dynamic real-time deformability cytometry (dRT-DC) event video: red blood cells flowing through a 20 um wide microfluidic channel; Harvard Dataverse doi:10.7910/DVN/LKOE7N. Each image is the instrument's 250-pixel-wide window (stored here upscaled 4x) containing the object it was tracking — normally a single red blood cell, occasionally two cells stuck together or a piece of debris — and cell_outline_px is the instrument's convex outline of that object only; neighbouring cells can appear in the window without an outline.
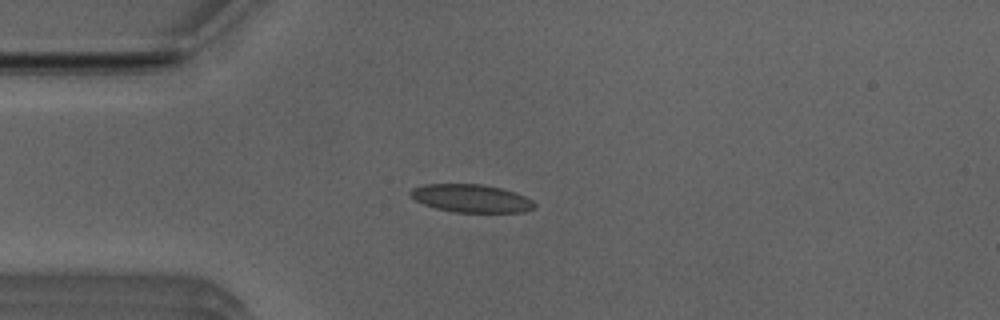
{"species": "Egyptian fruit bat (a non-hibernating species)", "species_latin": "Rousettus aegyptiacus", "temperature_condition": "room temperature", "stored_images_in_passage": 41, "camera_frame_rate_fps": 3000, "um_per_image_px": 0.085, "animal": {"sex": "male"}, "frame": {"image": 1, "passage_image": 2, "time_ms": 0.333, "image_size_px": [1000, 320], "cell_outline_px": [[536, 208], [524, 212], [452, 212], [436, 208], [424, 204], [416, 200], [408, 192], [412, 188], [424, 184], [480, 184], [500, 188], [524, 196], [532, 200], [536, 204]], "centroid_in_image_um": [40.05, 16.86], "position_along_channel_um": 45.0, "area_um2": 20.11}}
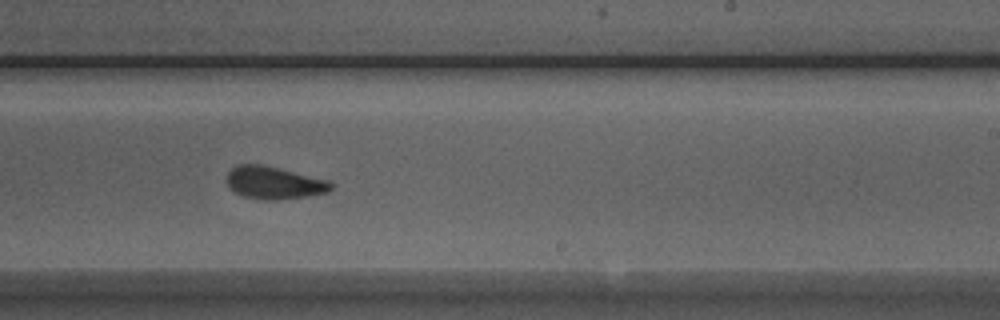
{"frame": {"image": 2, "passage_image": 20, "time_ms": 6.333, "image_size_px": [1000, 320], "cell_outline_px": [[336, 184], [328, 192], [304, 196], [276, 200], [264, 200], [244, 196], [228, 188], [224, 180], [228, 172], [236, 164], [260, 164], [280, 168], [328, 180]], "centroid_in_image_um": [23.26, 15.52], "position_along_channel_um": 265.7, "area_um2": 19.94}}
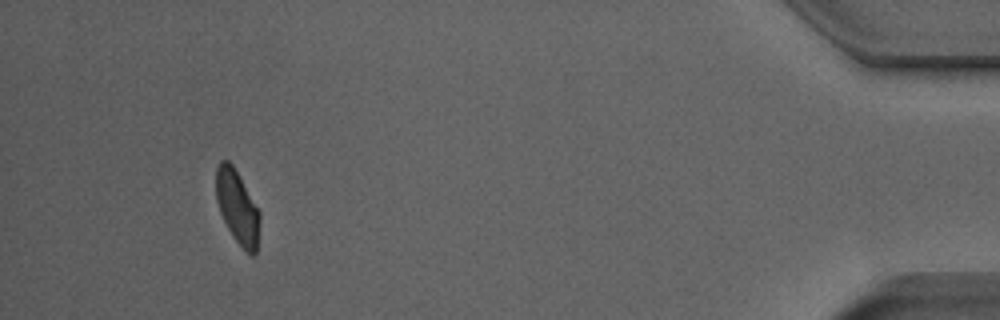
{"frame": {"image": 3, "passage_image": 37, "time_ms": 12.0, "image_size_px": [1000, 320], "cell_outline_px": [[260, 220], [256, 252], [252, 256], [244, 252], [232, 236], [220, 212], [216, 200], [216, 168], [220, 160], [228, 160], [232, 164], [260, 212]], "centroid_in_image_um": [20.17, 17.63], "position_along_channel_um": 415.0, "area_um2": 18.67}, "authors_computed_cell_mechanics": {"area_um2": 20.1144, "velocity_mm_per_s": 3.9362, "shape_relaxation_time_tau1_ms": 4.0309, "shape_relaxation_time_tau2_ms": 1.4786, "deformation_change_tau1": 0.114, "deformation_change_tau2": 0.0669}}